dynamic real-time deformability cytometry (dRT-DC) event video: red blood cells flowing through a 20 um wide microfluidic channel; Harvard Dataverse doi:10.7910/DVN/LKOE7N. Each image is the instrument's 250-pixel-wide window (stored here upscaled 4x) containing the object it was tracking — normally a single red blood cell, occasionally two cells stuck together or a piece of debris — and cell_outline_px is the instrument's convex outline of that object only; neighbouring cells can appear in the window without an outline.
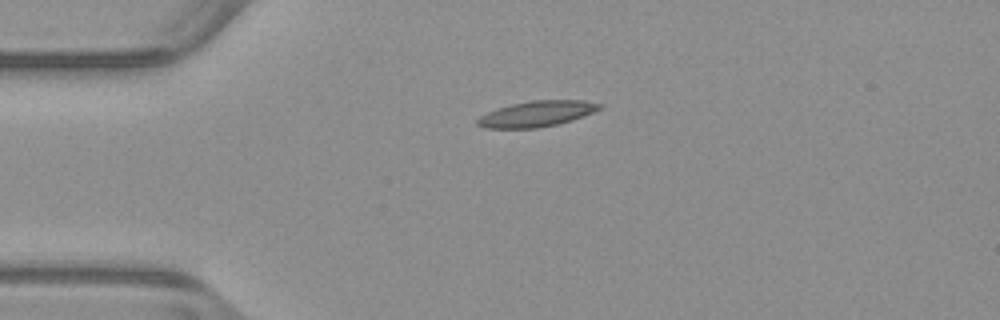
{"species": "common noctule bat (a hibernating species)", "species_latin": "Nyctalus noctula", "temperature_condition": "warm", "stored_images_in_passage": 41, "camera_frame_rate_fps": 3000, "um_per_image_px": 0.085, "animal": {"sex": "male", "body_mass_g": 23.1, "forearm_length_mm": 52.7}, "frame": {"image": 1, "passage_image": 1, "time_ms": 0.0, "image_size_px": [1000, 320], "cell_outline_px": [[604, 104], [600, 108], [584, 116], [572, 120], [556, 124], [536, 128], [484, 128], [476, 124], [476, 120], [480, 116], [496, 108], [512, 104], [532, 100], [584, 100]], "centroid_in_image_um": [45.61, 9.67], "position_along_channel_um": 39.4, "area_um2": 18.26}}
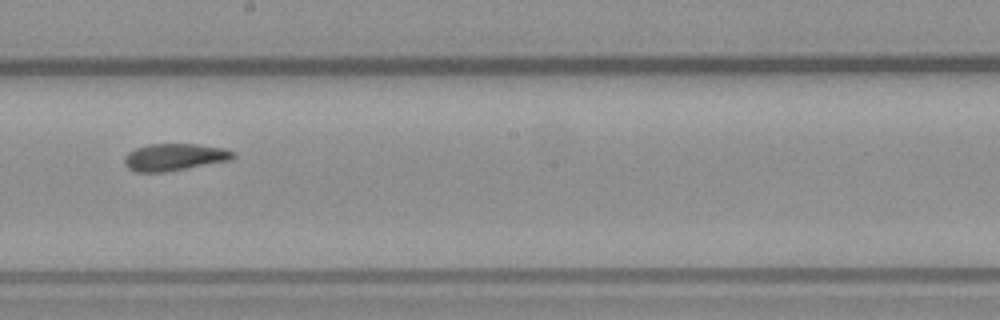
{"frame": {"image": 2, "passage_image": 18, "time_ms": 5.667, "image_size_px": [1000, 320], "cell_outline_px": [[236, 156], [232, 160], [164, 172], [136, 172], [128, 168], [124, 164], [124, 156], [128, 152], [136, 148], [148, 144], [196, 144], [224, 148], [236, 152]], "centroid_in_image_um": [14.84, 13.35], "position_along_channel_um": 233.4, "area_um2": 17.28}}
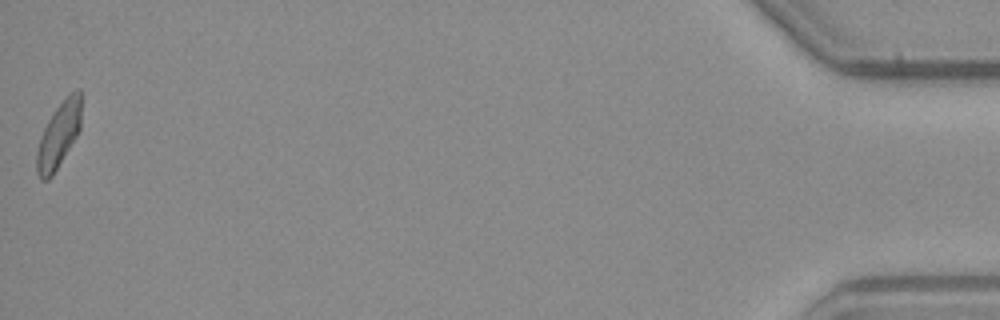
{"frame": {"image": 3, "passage_image": 41, "time_ms": 13.333, "image_size_px": [1000, 320], "cell_outline_px": [[80, 128], [76, 136], [52, 176], [48, 180], [40, 180], [36, 172], [36, 152], [44, 128], [52, 112], [76, 88], [80, 88]], "centroid_in_image_um": [4.96, 11.52], "position_along_channel_um": 430.2, "area_um2": 16.59}, "authors_computed_cell_mechanics": {"area_um2": 17.2822, "velocity_mm_per_s": 3.9314, "shape_relaxation_time_tau1_ms": null, "shape_relaxation_time_tau2_ms": 4.8914, "deformation_change_tau1": null, "deformation_change_tau2": 0.1249}}